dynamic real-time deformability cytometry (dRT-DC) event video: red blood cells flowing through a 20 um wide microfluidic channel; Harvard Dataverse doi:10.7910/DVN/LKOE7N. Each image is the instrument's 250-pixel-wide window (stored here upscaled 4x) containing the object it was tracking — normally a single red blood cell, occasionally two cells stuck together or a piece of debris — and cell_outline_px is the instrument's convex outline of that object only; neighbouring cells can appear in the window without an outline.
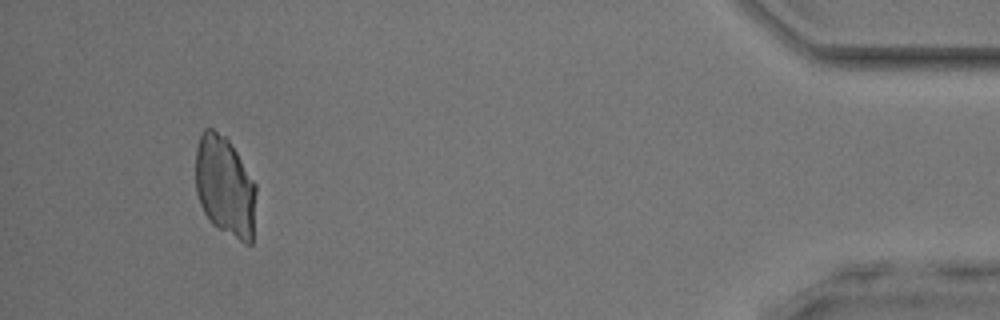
{"species": "common noctule bat (a hibernating species)", "species_latin": "Nyctalus noctula", "temperature_condition": "room temperature", "stored_images_in_passage": 52, "camera_frame_rate_fps": 3000, "um_per_image_px": 0.085, "animal": {"sex": "male", "body_mass_g": 17.9, "forearm_length_mm": 54.2}, "frame": {"image": 1, "passage_image": 49, "time_ms": 16.0, "image_size_px": [1000, 320], "cell_outline_px": [[256, 192], [252, 244], [244, 244], [216, 228], [208, 220], [200, 204], [196, 192], [196, 148], [200, 136], [204, 128], [212, 128], [224, 136], [228, 140], [236, 152], [256, 184]], "centroid_in_image_um": [19.12, 15.88], "position_along_channel_um": 416.1, "area_um2": 35.6}}